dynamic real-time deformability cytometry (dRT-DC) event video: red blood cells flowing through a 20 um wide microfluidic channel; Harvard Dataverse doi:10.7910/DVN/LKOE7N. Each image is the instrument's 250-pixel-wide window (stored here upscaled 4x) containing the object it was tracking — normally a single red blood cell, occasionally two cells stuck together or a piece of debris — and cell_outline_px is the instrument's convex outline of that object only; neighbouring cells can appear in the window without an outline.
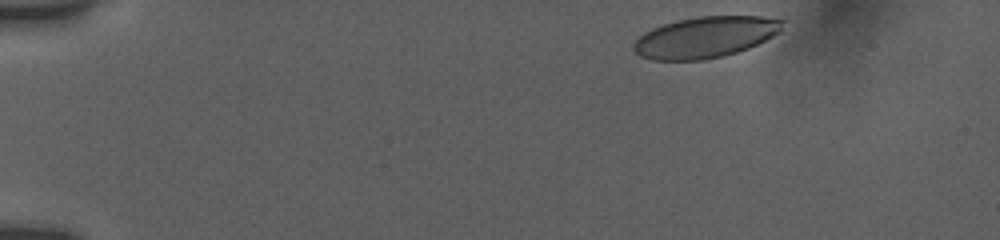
{"species": "human", "species_latin": "Homo sapiens", "temperature_condition": "room temperature", "stored_images_in_passage": 42, "camera_frame_rate_fps": 3000, "um_per_image_px": 0.085, "donor": {"sex": "female"}, "frame": {"image": 1, "passage_image": 2, "time_ms": 0.333, "image_size_px": [1000, 240], "cell_outline_px": [[784, 20], [780, 32], [748, 48], [724, 56], [704, 60], [652, 60], [640, 56], [632, 48], [632, 44], [644, 32], [652, 28], [676, 20], [700, 16], [760, 16]], "centroid_in_image_um": [59.92, 3.16], "position_along_channel_um": 25.1, "area_um2": 35.6}}
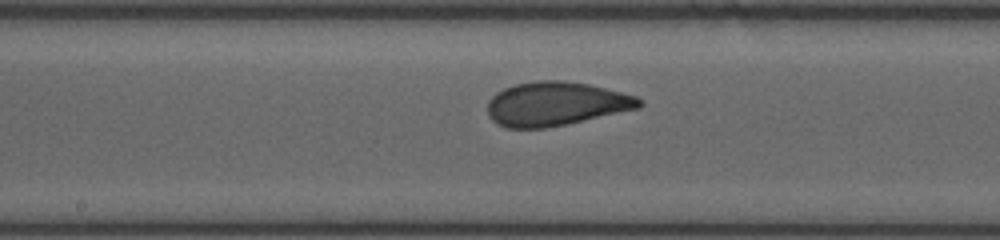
{"frame": {"image": 2, "passage_image": 24, "time_ms": 7.667, "image_size_px": [1000, 240], "cell_outline_px": [[644, 104], [640, 108], [568, 124], [548, 128], [504, 128], [496, 124], [488, 116], [488, 100], [496, 92], [504, 88], [516, 84], [536, 80], [564, 80], [588, 84], [636, 96], [644, 100]], "centroid_in_image_um": [47.24, 8.83], "position_along_channel_um": 201.0, "area_um2": 39.19}}
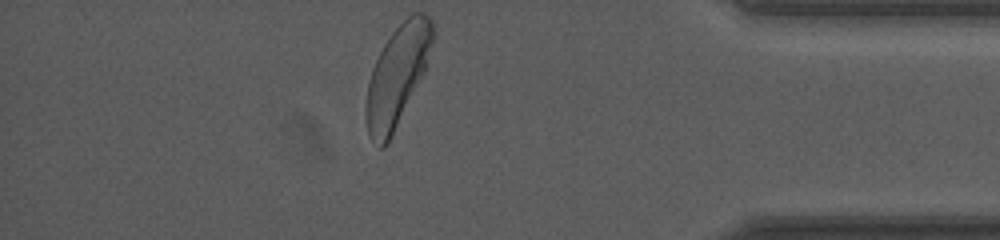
{"frame": {"image": 3, "passage_image": 42, "time_ms": 13.667, "image_size_px": [1000, 240], "cell_outline_px": [[436, 32], [424, 72], [388, 144], [384, 148], [380, 148], [372, 140], [368, 132], [364, 116], [364, 108], [368, 84], [372, 68], [384, 44], [392, 32], [412, 12], [424, 12], [432, 20], [436, 28]], "centroid_in_image_um": [33.77, 6.42], "position_along_channel_um": 401.4, "area_um2": 39.07}, "authors_computed_cell_mechanics": {"area_um2": 38.3792, "velocity_mm_per_s": 3.8074, "shape_relaxation_time_tau1_ms": 3.213, "shape_relaxation_time_tau2_ms": null, "deformation_change_tau1": 0.1404, "deformation_change_tau2": null}}